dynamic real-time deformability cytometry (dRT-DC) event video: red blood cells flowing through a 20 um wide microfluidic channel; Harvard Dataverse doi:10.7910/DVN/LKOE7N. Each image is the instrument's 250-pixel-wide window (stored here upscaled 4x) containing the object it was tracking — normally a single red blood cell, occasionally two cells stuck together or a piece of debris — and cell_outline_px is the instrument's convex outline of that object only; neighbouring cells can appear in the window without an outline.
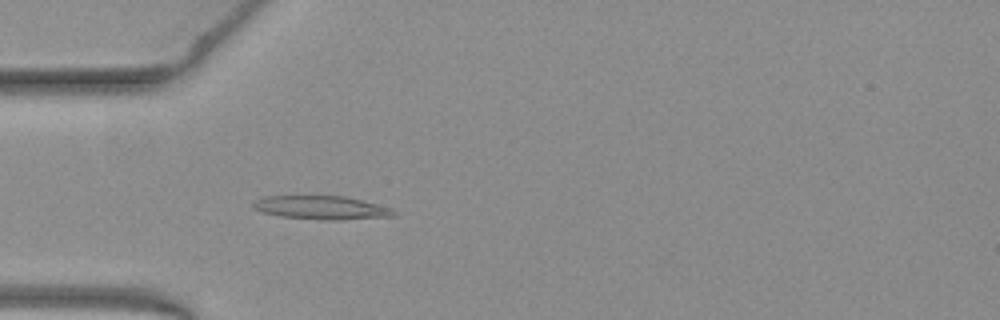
{"species": "common noctule bat (a hibernating species)", "species_latin": "Nyctalus noctula", "temperature_condition": "warm", "stored_images_in_passage": 51, "camera_frame_rate_fps": 3000, "um_per_image_px": 0.085, "animal": {"sex": "female", "body_mass_g": 19.3, "forearm_length_mm": 54.1}, "frame": {"image": 1, "passage_image": 15, "time_ms": 4.667, "image_size_px": [1000, 320], "cell_outline_px": [[396, 216], [332, 220], [280, 216], [264, 212], [256, 208], [252, 204], [256, 200], [264, 196], [344, 196], [392, 208], [396, 212]], "centroid_in_image_um": [27.35, 17.64], "position_along_channel_um": 57.6, "area_um2": 18.84}}
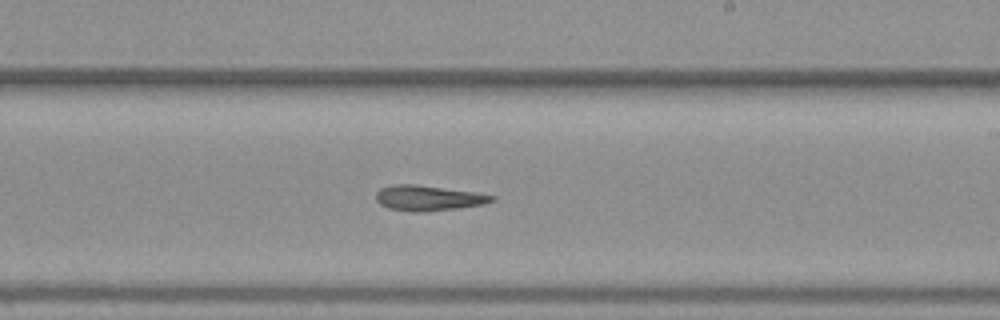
{"frame": {"image": 2, "passage_image": 30, "time_ms": 9.667, "image_size_px": [1000, 320], "cell_outline_px": [[496, 200], [484, 204], [456, 208], [424, 212], [412, 212], [388, 208], [380, 204], [376, 200], [376, 192], [380, 188], [396, 184], [416, 184], [472, 192], [496, 196]], "centroid_in_image_um": [36.38, 16.84], "position_along_channel_um": 252.6, "area_um2": 16.99}}
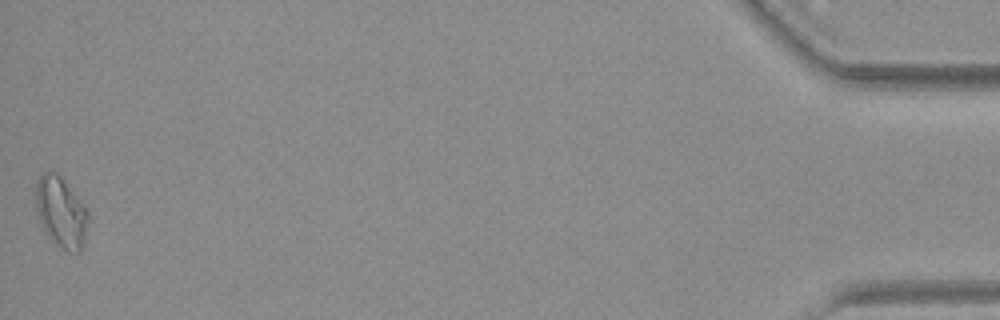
{"frame": {"image": 3, "passage_image": 51, "time_ms": 16.667, "image_size_px": [1000, 320], "cell_outline_px": [[88, 220], [84, 240], [80, 252], [68, 252], [60, 248], [44, 232], [36, 208], [36, 180], [44, 172], [56, 172], [60, 176], [88, 212]], "centroid_in_image_um": [5.17, 18.07], "position_along_channel_um": 430.0, "area_um2": 21.15}, "authors_computed_cell_mechanics": {"area_um2": 17.3978, "velocity_mm_per_s": 3.9703, "shape_relaxation_time_tau1_ms": 6.5829, "shape_relaxation_time_tau2_ms": 4.5706, "deformation_change_tau1": 0.2095, "deformation_change_tau2": 0.1506}}